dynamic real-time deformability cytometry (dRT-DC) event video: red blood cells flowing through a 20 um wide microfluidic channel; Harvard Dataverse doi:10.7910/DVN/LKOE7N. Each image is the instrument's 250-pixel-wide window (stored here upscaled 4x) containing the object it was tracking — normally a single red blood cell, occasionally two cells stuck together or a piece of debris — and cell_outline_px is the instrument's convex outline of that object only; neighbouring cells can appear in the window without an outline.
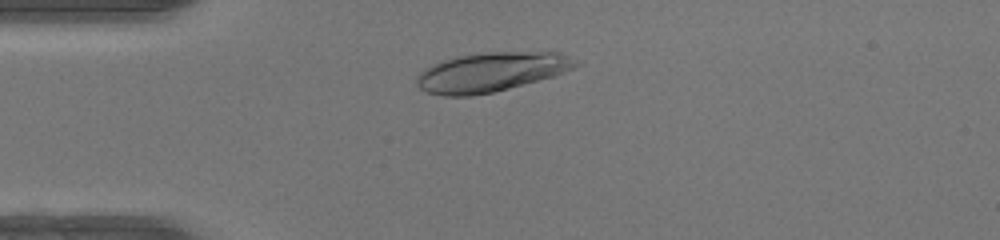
{"species": "human", "species_latin": "Homo sapiens", "temperature_condition": "warm", "stored_images_in_passage": 32, "camera_frame_rate_fps": 3000, "um_per_image_px": 0.085, "donor": {"sex": "female"}, "frame": {"image": 1, "passage_image": 3, "time_ms": 0.667, "image_size_px": [1000, 240], "cell_outline_px": [[580, 64], [564, 72], [552, 76], [508, 88], [492, 92], [472, 96], [444, 96], [424, 92], [416, 84], [416, 76], [424, 68], [444, 60], [456, 56], [488, 52], [560, 52]], "centroid_in_image_um": [41.68, 6.13], "position_along_channel_um": 43.3, "area_um2": 36.07}}
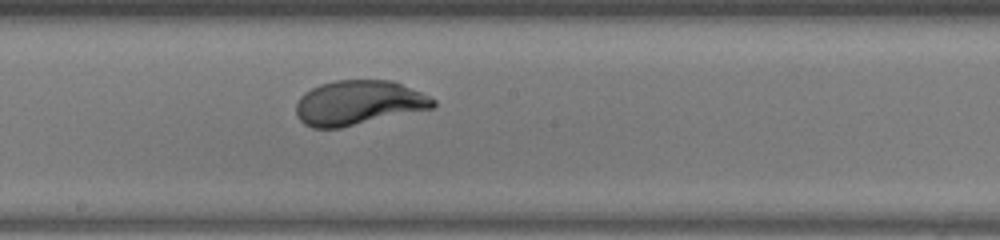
{"frame": {"image": 2, "passage_image": 17, "time_ms": 5.333, "image_size_px": [1000, 240], "cell_outline_px": [[436, 104], [432, 108], [340, 128], [312, 128], [304, 124], [296, 116], [296, 104], [300, 96], [304, 92], [320, 84], [336, 80], [392, 80], [420, 92], [436, 100]], "centroid_in_image_um": [30.43, 8.74], "position_along_channel_um": 217.8, "area_um2": 35.49}}
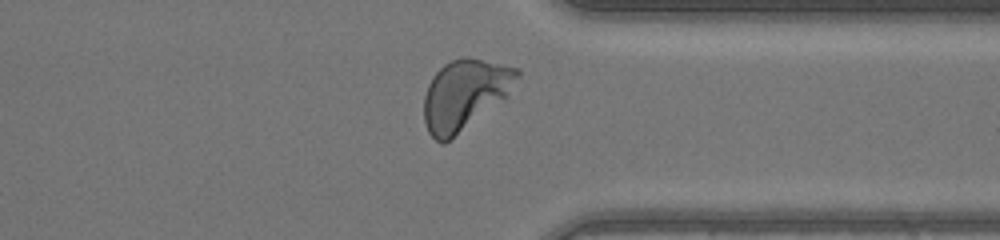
{"frame": {"image": 3, "passage_image": 28, "time_ms": 9.0, "image_size_px": [1000, 240], "cell_outline_px": [[520, 76], [508, 96], [444, 144], [440, 144], [428, 132], [424, 120], [424, 96], [428, 84], [432, 76], [444, 64], [460, 56], [468, 56], [516, 68], [520, 72]], "centroid_in_image_um": [39.49, 8.02], "position_along_channel_um": 371.9, "area_um2": 38.03}, "authors_computed_cell_mechanics": {"area_um2": 35.6915, "velocity_mm_per_s": 4.2703, "shape_relaxation_time_tau1_ms": 2.0703, "shape_relaxation_time_tau2_ms": null, "deformation_change_tau1": 0.1666, "deformation_change_tau2": null}}